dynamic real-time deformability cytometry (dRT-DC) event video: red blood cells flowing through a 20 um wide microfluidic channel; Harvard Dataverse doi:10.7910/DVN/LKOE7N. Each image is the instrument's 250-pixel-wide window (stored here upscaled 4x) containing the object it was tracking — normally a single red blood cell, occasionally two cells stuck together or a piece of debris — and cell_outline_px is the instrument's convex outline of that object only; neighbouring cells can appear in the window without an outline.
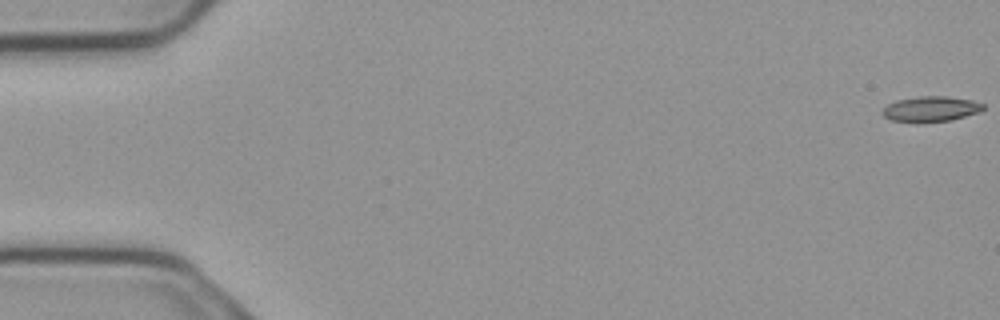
{"species": "common noctule bat (a hibernating species)", "species_latin": "Nyctalus noctula", "temperature_condition": "cold", "stored_images_in_passage": 7, "camera_frame_rate_fps": 3000, "um_per_image_px": 0.085, "animal": {"sex": "male", "body_mass_g": 23.1, "forearm_length_mm": 52.7}, "frame": {"image": 1, "passage_image": 1, "time_ms": 0.0, "image_size_px": [1000, 320], "cell_outline_px": [[984, 108], [980, 112], [952, 120], [916, 124], [892, 120], [884, 116], [880, 112], [888, 104], [896, 100], [920, 96], [944, 96], [972, 100], [984, 104]], "centroid_in_image_um": [79.1, 9.29], "position_along_channel_um": 5.9, "area_um2": 15.2}}
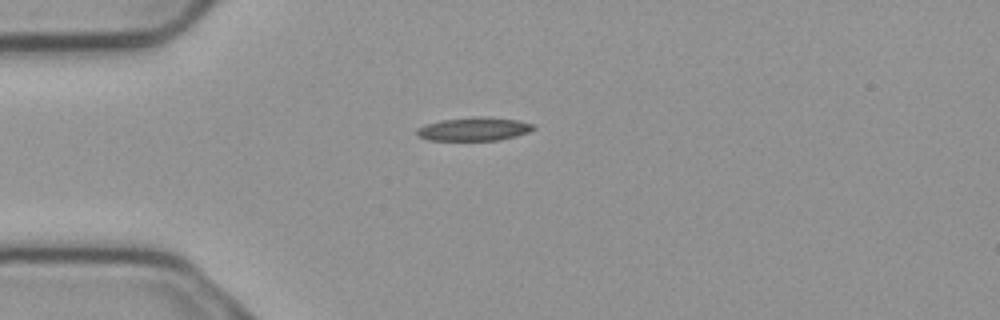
{"frame": {"image": 2, "passage_image": 5, "time_ms": 1.333, "image_size_px": [1000, 320], "cell_outline_px": [[536, 128], [528, 132], [516, 136], [496, 140], [428, 140], [416, 136], [416, 128], [424, 124], [440, 120], [516, 120], [536, 124]], "centroid_in_image_um": [40.22, 11.03], "position_along_channel_um": 44.8, "area_um2": 14.91}}
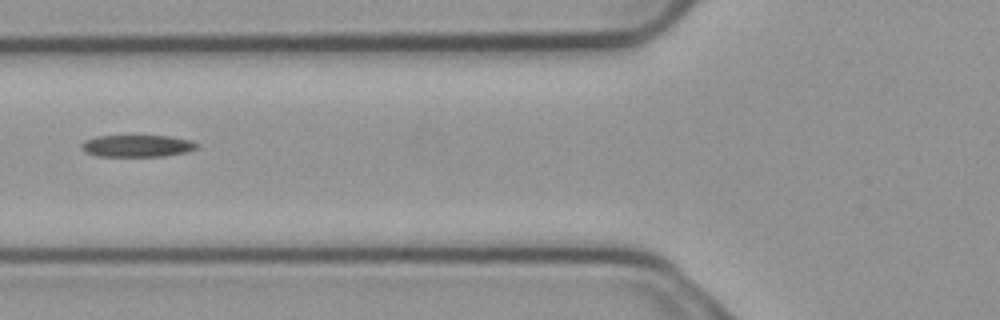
{"frame": {"image": 3, "passage_image": 7, "time_ms": 2.0, "image_size_px": [1000, 320], "cell_outline_px": [[200, 144], [196, 148], [184, 152], [164, 156], [96, 156], [84, 152], [80, 148], [80, 144], [84, 140], [96, 136], [168, 136], [192, 140]], "centroid_in_image_um": [11.61, 12.4], "position_along_channel_um": 114.2, "area_um2": 14.85}}